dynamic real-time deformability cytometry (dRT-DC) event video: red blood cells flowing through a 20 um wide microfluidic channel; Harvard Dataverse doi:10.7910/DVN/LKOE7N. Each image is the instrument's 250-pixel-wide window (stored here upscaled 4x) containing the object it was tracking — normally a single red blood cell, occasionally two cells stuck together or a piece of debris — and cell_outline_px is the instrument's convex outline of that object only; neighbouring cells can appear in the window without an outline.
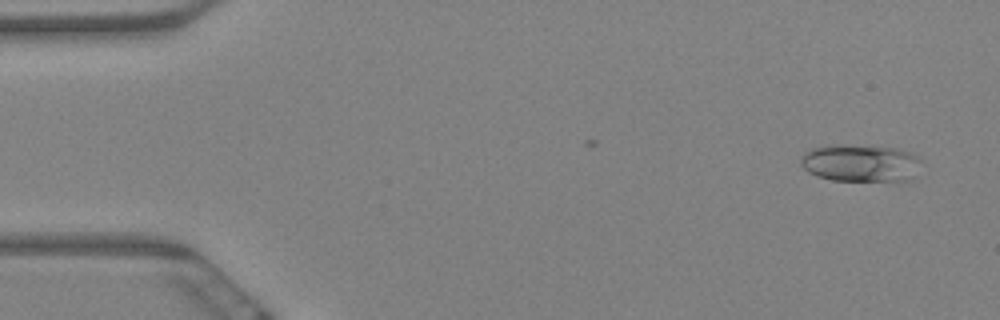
{"species": "Egyptian fruit bat (a non-hibernating species)", "species_latin": "Rousettus aegyptiacus", "temperature_condition": "warm", "stored_images_in_passage": 12, "camera_frame_rate_fps": 3000, "um_per_image_px": 0.085, "animal": {"sex": "female"}, "frame": {"image": 1, "passage_image": 2, "time_ms": 0.333, "image_size_px": [1000, 320], "cell_outline_px": [[920, 160], [912, 180], [832, 180], [816, 176], [808, 172], [800, 164], [800, 156], [804, 152], [812, 148], [828, 144], [840, 144], [896, 148], [920, 156]], "centroid_in_image_um": [73.08, 13.84], "position_along_channel_um": 11.9, "area_um2": 26.3}}
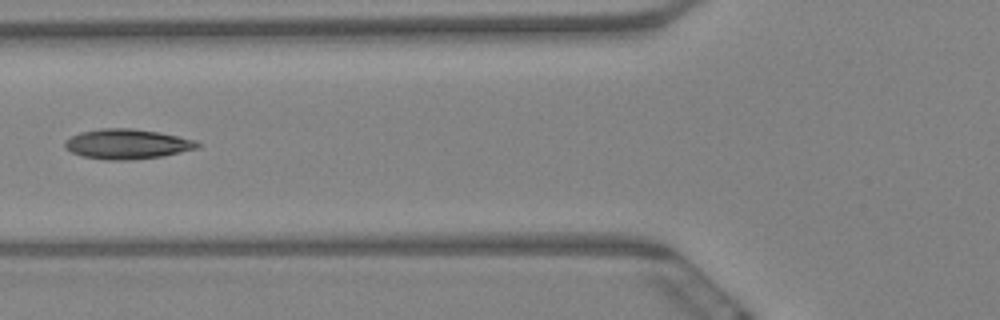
{"frame": {"image": 2, "passage_image": 7, "time_ms": 2.0, "image_size_px": [1000, 320], "cell_outline_px": [[200, 148], [164, 156], [132, 160], [104, 160], [80, 156], [64, 148], [64, 144], [72, 136], [80, 132], [100, 128], [132, 128], [160, 132], [196, 140], [200, 144]], "centroid_in_image_um": [10.83, 12.25], "position_along_channel_um": 115.0, "area_um2": 23.41}}
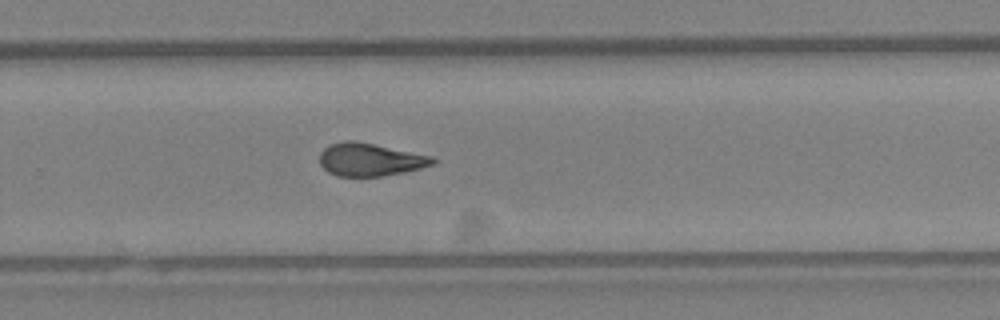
{"frame": {"image": 3, "passage_image": 12, "time_ms": 3.667, "image_size_px": [1000, 320], "cell_outline_px": [[436, 160], [432, 164], [420, 168], [404, 172], [384, 176], [336, 176], [328, 172], [320, 164], [320, 152], [328, 144], [344, 140], [356, 140], [432, 156]], "centroid_in_image_um": [31.41, 13.55], "position_along_channel_um": 298.4, "area_um2": 21.73}}